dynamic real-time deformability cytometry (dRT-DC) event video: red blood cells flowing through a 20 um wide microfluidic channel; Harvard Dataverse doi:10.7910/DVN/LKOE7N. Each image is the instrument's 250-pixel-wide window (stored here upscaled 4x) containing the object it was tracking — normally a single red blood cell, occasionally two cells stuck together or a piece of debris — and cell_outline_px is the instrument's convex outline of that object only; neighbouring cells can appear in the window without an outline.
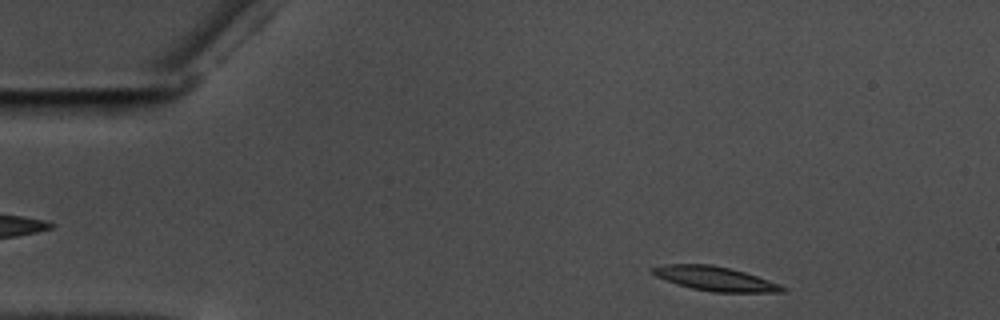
{"species": "common noctule bat (a hibernating species)", "species_latin": "Nyctalus noctula", "temperature_condition": "warm", "stored_images_in_passage": 53, "camera_frame_rate_fps": 3000, "um_per_image_px": 0.085, "animal": {"sex": "male", "body_mass_g": 17.5, "forearm_length_mm": 52.3}, "frame": {"image": 1, "passage_image": 4, "time_ms": 1.0, "image_size_px": [1000, 320], "cell_outline_px": [[788, 288], [784, 292], [712, 292], [692, 288], [676, 284], [656, 276], [648, 272], [648, 268], [664, 264], [712, 264], [744, 272], [780, 284]], "centroid_in_image_um": [60.72, 23.68], "position_along_channel_um": 24.3, "area_um2": 18.44}}
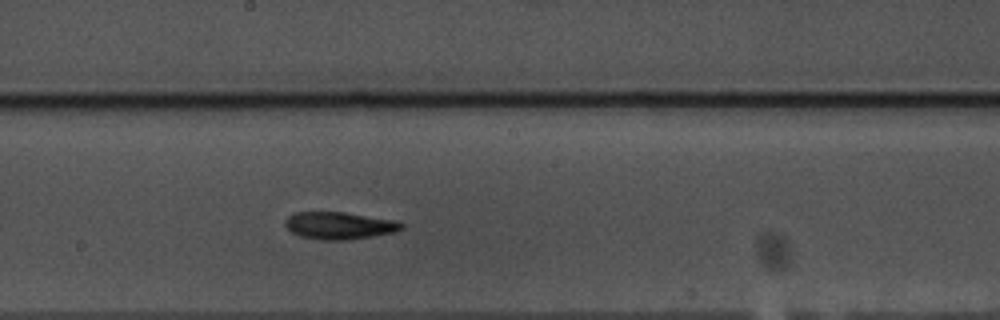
{"frame": {"image": 2, "passage_image": 27, "time_ms": 8.667, "image_size_px": [1000, 320], "cell_outline_px": [[404, 228], [396, 232], [348, 240], [320, 240], [300, 236], [292, 232], [284, 224], [284, 220], [288, 216], [296, 212], [344, 212], [396, 220], [404, 224]], "centroid_in_image_um": [28.86, 19.17], "position_along_channel_um": 219.3, "area_um2": 18.61}}
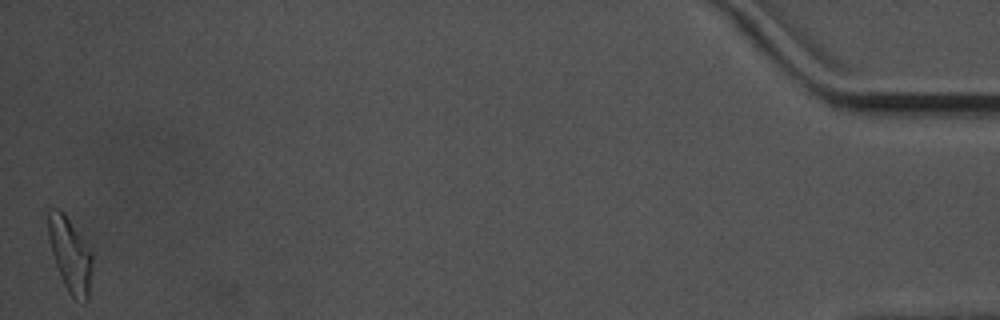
{"frame": {"image": 3, "passage_image": 53, "time_ms": 17.333, "image_size_px": [1000, 320], "cell_outline_px": [[92, 268], [88, 300], [84, 304], [72, 296], [64, 284], [60, 276], [52, 252], [48, 236], [48, 208], [56, 208], [68, 220], [92, 252]], "centroid_in_image_um": [5.97, 21.71], "position_along_channel_um": 429.2, "area_um2": 18.61}, "authors_computed_cell_mechanics": {"area_um2": 18.3226, "velocity_mm_per_s": 3.5377, "shape_relaxation_time_tau1_ms": 8.1981, "shape_relaxation_time_tau2_ms": null, "deformation_change_tau1": 0.2047, "deformation_change_tau2": null}}